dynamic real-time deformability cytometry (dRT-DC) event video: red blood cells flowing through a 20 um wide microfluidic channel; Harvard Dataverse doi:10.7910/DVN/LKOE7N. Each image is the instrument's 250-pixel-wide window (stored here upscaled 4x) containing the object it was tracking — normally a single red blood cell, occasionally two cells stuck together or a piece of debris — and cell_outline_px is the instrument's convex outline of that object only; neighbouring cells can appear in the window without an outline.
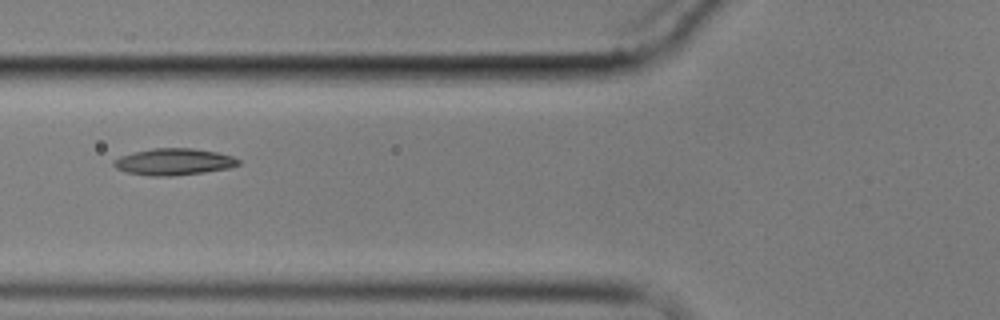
{"species": "common noctule bat (a hibernating species)", "species_latin": "Nyctalus noctula", "temperature_condition": "cold", "stored_images_in_passage": 10, "camera_frame_rate_fps": 3000, "um_per_image_px": 0.085, "animal": {"sex": "male", "body_mass_g": 17.9}, "frame": {"image": 1, "passage_image": 7, "time_ms": 7.0, "image_size_px": [1000, 320], "cell_outline_px": [[240, 164], [228, 168], [204, 172], [172, 176], [148, 176], [124, 172], [116, 168], [112, 164], [112, 160], [120, 156], [152, 148], [192, 148], [216, 152], [232, 156], [240, 160]], "centroid_in_image_um": [14.73, 13.76], "position_along_channel_um": 111.1, "area_um2": 19.42}}
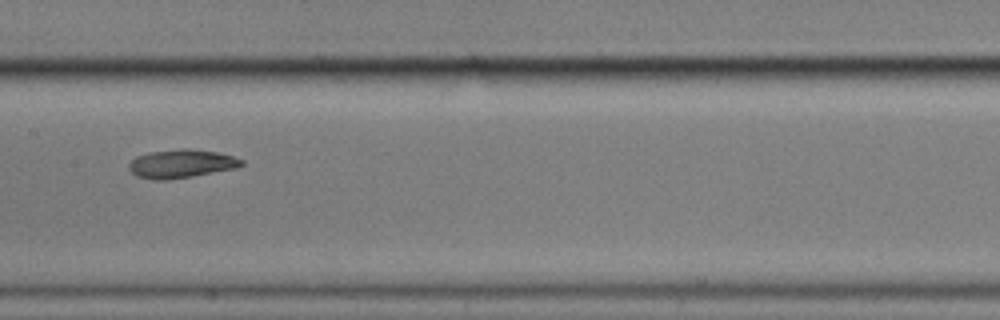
{"frame": {"image": 2, "passage_image": 9, "time_ms": 9.333, "image_size_px": [1000, 320], "cell_outline_px": [[244, 164], [236, 168], [192, 176], [168, 180], [152, 180], [136, 176], [128, 168], [128, 164], [136, 156], [148, 152], [180, 148], [188, 148], [220, 152], [244, 160]], "centroid_in_image_um": [15.4, 13.91], "position_along_channel_um": 192.0, "area_um2": 18.9}}
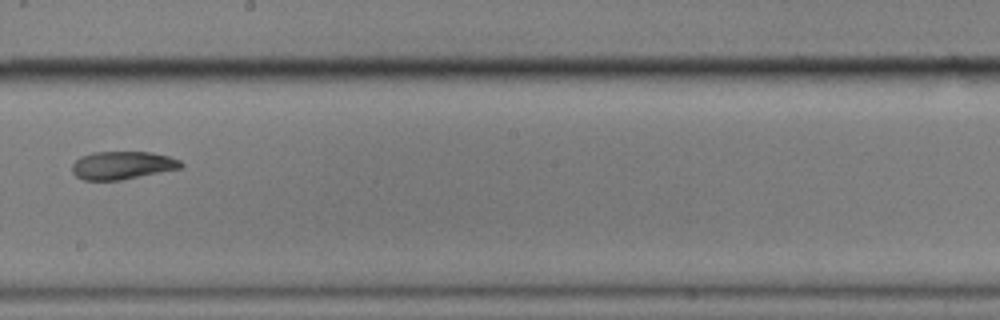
{"frame": {"image": 3, "passage_image": 10, "time_ms": 10.667, "image_size_px": [1000, 320], "cell_outline_px": [[184, 164], [180, 168], [120, 180], [84, 180], [76, 176], [72, 172], [72, 164], [80, 156], [92, 152], [152, 152], [168, 156], [180, 160]], "centroid_in_image_um": [10.37, 14.04], "position_along_channel_um": 237.8, "area_um2": 17.69}}